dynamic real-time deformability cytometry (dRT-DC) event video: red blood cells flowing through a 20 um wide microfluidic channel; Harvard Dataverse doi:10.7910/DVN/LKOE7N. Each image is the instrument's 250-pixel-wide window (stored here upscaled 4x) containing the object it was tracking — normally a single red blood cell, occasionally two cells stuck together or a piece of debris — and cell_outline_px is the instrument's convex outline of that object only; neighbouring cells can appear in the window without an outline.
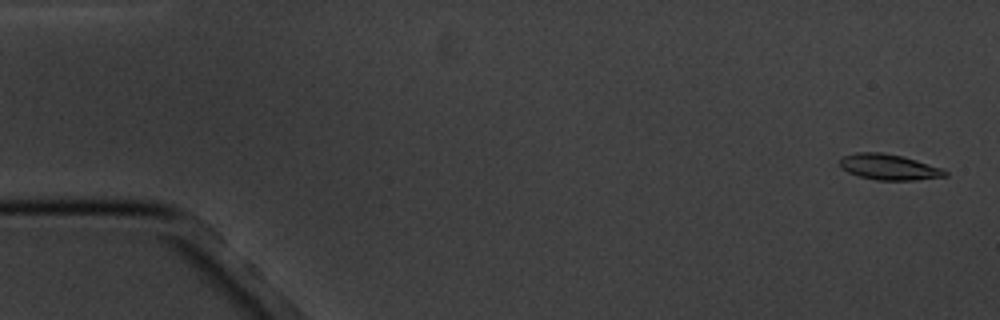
{"species": "common noctule bat (a hibernating species)", "species_latin": "Nyctalus noctula", "temperature_condition": "cold", "stored_images_in_passage": 5, "camera_frame_rate_fps": 3000, "um_per_image_px": 0.085, "animal": {"sex": "male", "body_mass_g": 20.1, "forearm_length_mm": 53.5}, "frame": {"image": 1, "passage_image": 1, "time_ms": 0.0, "image_size_px": [1000, 320], "cell_outline_px": [[948, 176], [916, 180], [876, 180], [860, 176], [848, 172], [840, 168], [840, 160], [844, 156], [856, 152], [880, 152], [904, 156], [944, 168], [948, 172]], "centroid_in_image_um": [75.61, 14.19], "position_along_channel_um": 9.4, "area_um2": 15.95}}
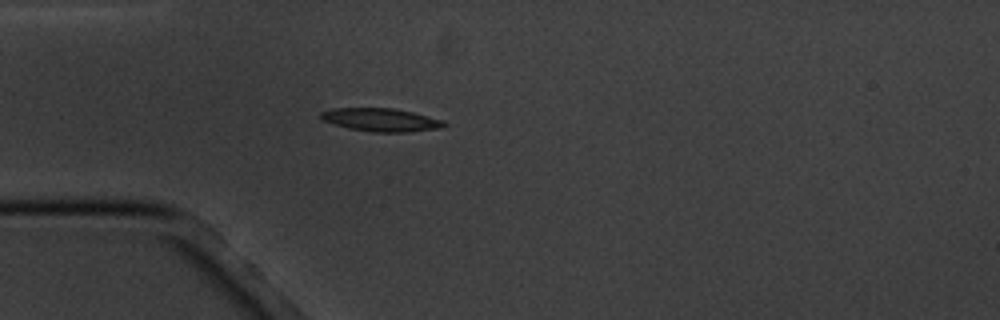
{"frame": {"image": 2, "passage_image": 5, "time_ms": 4.667, "image_size_px": [1000, 320], "cell_outline_px": [[448, 124], [440, 128], [408, 132], [372, 132], [348, 128], [332, 124], [324, 120], [320, 116], [320, 112], [332, 108], [396, 108], [444, 120]], "centroid_in_image_um": [32.39, 10.18], "position_along_channel_um": 52.6, "area_um2": 16.7}}